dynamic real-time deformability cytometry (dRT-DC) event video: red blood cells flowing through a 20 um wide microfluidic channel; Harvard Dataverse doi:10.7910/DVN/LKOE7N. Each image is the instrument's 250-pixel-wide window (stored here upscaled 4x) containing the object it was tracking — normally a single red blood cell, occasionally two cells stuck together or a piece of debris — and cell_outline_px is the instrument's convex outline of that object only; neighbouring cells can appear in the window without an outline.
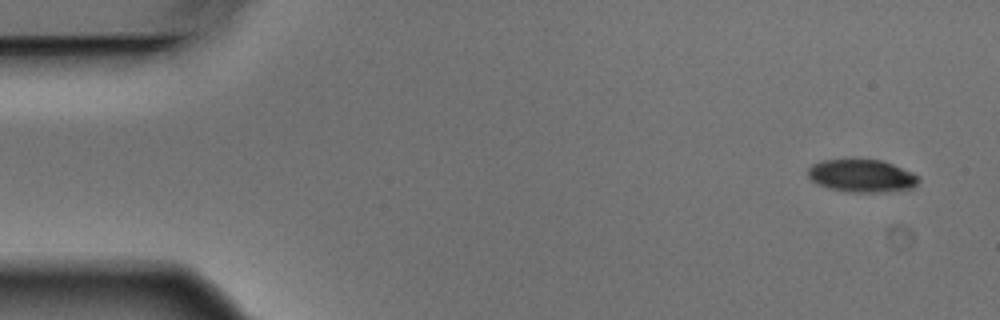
{"species": "Egyptian fruit bat (a non-hibernating species)", "species_latin": "Rousettus aegyptiacus", "temperature_condition": "warm", "stored_images_in_passage": 6, "camera_frame_rate_fps": 3000, "um_per_image_px": 0.085, "animal": {"sex": "male"}, "frame": {"image": 1, "passage_image": 1, "time_ms": 0.0, "image_size_px": [1000, 320], "cell_outline_px": [[920, 180], [912, 188], [876, 192], [848, 192], [828, 188], [816, 184], [808, 176], [808, 168], [812, 164], [824, 160], [852, 156], [880, 160], [892, 164], [912, 172], [920, 176]], "centroid_in_image_um": [73.2, 14.89], "position_along_channel_um": 11.8, "area_um2": 21.73}}
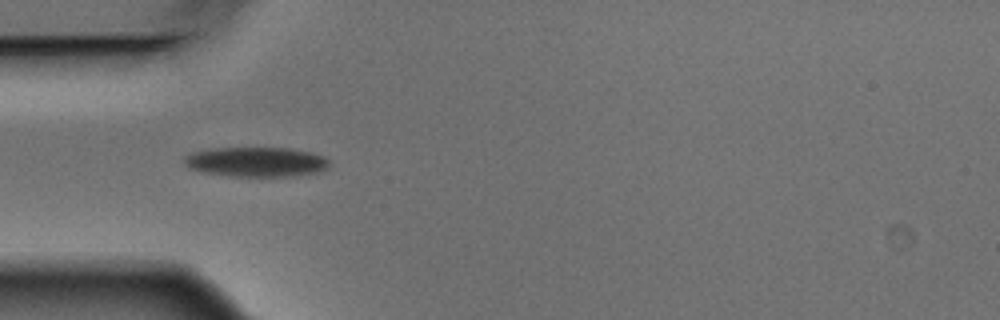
{"frame": {"image": 2, "passage_image": 5, "time_ms": 1.333, "image_size_px": [1000, 320], "cell_outline_px": [[328, 164], [324, 168], [316, 172], [288, 176], [228, 176], [204, 172], [188, 168], [184, 164], [184, 156], [192, 152], [212, 148], [288, 148], [312, 152], [324, 156], [328, 160]], "centroid_in_image_um": [21.71, 13.75], "position_along_channel_um": 63.3, "area_um2": 24.97}}
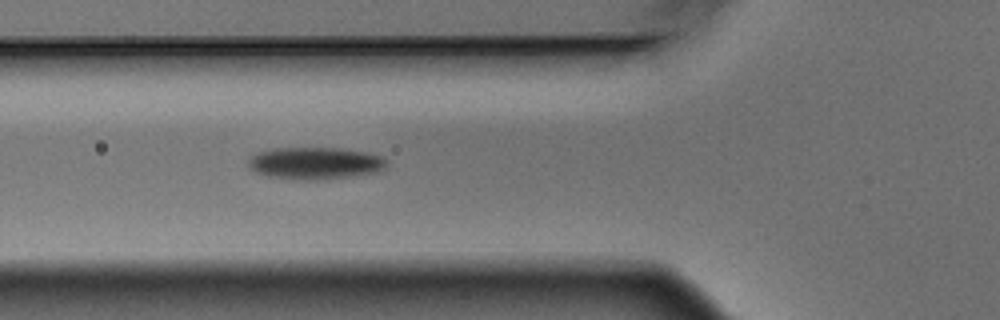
{"frame": {"image": 3, "passage_image": 6, "time_ms": 1.667, "image_size_px": [1000, 320], "cell_outline_px": [[388, 164], [384, 168], [376, 172], [348, 176], [316, 180], [296, 180], [268, 176], [256, 172], [248, 168], [248, 160], [252, 156], [260, 152], [272, 148], [340, 148], [364, 152], [384, 156], [388, 160]], "centroid_in_image_um": [26.78, 13.87], "position_along_channel_um": 99.0, "area_um2": 25.89}}